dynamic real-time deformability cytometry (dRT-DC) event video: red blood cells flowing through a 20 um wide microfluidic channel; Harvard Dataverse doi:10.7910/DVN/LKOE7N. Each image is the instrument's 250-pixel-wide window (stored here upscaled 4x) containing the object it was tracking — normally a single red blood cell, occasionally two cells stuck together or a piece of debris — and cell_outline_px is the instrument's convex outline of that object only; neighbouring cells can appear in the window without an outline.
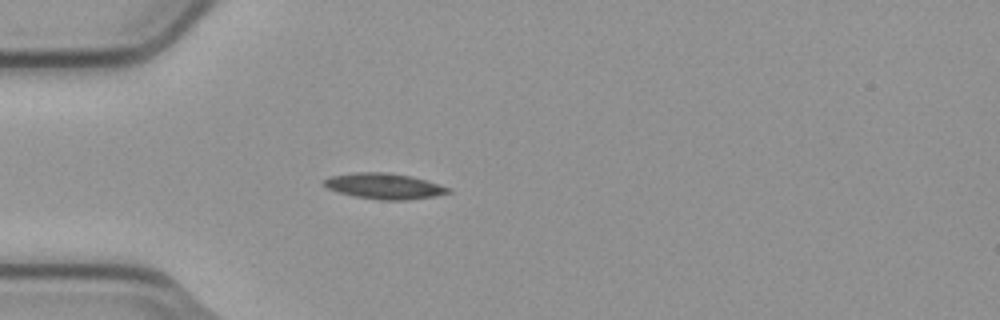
{"species": "common noctule bat (a hibernating species)", "species_latin": "Nyctalus noctula", "temperature_condition": "cold", "stored_images_in_passage": 2, "camera_frame_rate_fps": 3000, "um_per_image_px": 0.085, "animal": {"sex": "male", "body_mass_g": 23.1, "forearm_length_mm": 52.7}, "frame": {"image": 1, "passage_image": 2, "time_ms": 0.333, "image_size_px": [1000, 320], "cell_outline_px": [[452, 192], [432, 196], [404, 200], [380, 200], [356, 196], [340, 192], [328, 188], [324, 184], [324, 180], [328, 176], [352, 172], [388, 172], [408, 176], [424, 180], [452, 188]], "centroid_in_image_um": [32.64, 15.81], "position_along_channel_um": 52.4, "area_um2": 18.38}}